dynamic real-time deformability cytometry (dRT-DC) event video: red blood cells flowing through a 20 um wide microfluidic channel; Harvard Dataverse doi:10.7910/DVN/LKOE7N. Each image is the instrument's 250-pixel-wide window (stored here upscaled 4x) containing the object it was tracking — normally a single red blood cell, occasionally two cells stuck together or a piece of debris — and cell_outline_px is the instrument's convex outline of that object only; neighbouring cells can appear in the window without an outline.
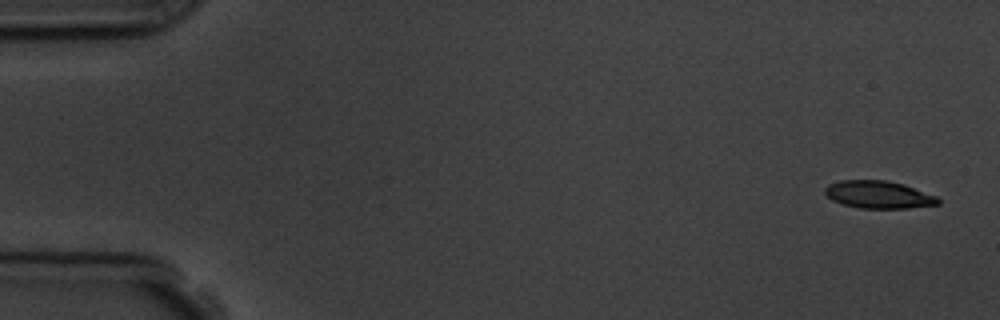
{"species": "common noctule bat (a hibernating species)", "species_latin": "Nyctalus noctula", "temperature_condition": "room temperature", "stored_images_in_passage": 5, "camera_frame_rate_fps": 3000, "um_per_image_px": 0.085, "animal": {"sex": "male", "body_mass_g": 19.5, "forearm_length_mm": 54.6}, "frame": {"image": 1, "passage_image": 1, "time_ms": 0.0, "image_size_px": [1000, 320], "cell_outline_px": [[940, 204], [908, 208], [860, 208], [844, 204], [832, 200], [824, 192], [824, 188], [828, 184], [840, 180], [884, 180], [904, 184], [936, 196], [940, 200]], "centroid_in_image_um": [74.67, 16.54], "position_along_channel_um": 10.3, "area_um2": 18.09}}
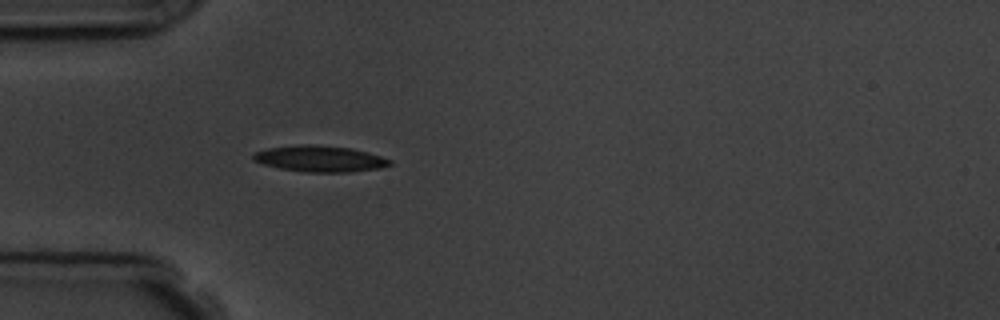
{"frame": {"image": 2, "passage_image": 5, "time_ms": 4.667, "image_size_px": [1000, 320], "cell_outline_px": [[392, 164], [380, 168], [348, 172], [304, 172], [280, 168], [264, 164], [252, 160], [252, 156], [256, 152], [268, 148], [300, 144], [316, 144], [352, 148], [368, 152], [392, 160]], "centroid_in_image_um": [27.2, 13.48], "position_along_channel_um": 57.8, "area_um2": 20.87}}